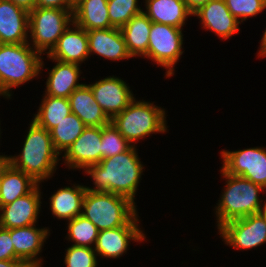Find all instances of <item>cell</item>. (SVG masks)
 Returning <instances> with one entry per match:
<instances>
[{
  "label": "cell",
  "mask_w": 266,
  "mask_h": 267,
  "mask_svg": "<svg viewBox=\"0 0 266 267\" xmlns=\"http://www.w3.org/2000/svg\"><path fill=\"white\" fill-rule=\"evenodd\" d=\"M62 156L71 169L84 170L98 164L101 161V127L87 126Z\"/></svg>",
  "instance_id": "cell-14"
},
{
  "label": "cell",
  "mask_w": 266,
  "mask_h": 267,
  "mask_svg": "<svg viewBox=\"0 0 266 267\" xmlns=\"http://www.w3.org/2000/svg\"><path fill=\"white\" fill-rule=\"evenodd\" d=\"M49 235V228L38 229L36 224L10 229L15 256L29 267H42V259L37 255L42 251V246Z\"/></svg>",
  "instance_id": "cell-16"
},
{
  "label": "cell",
  "mask_w": 266,
  "mask_h": 267,
  "mask_svg": "<svg viewBox=\"0 0 266 267\" xmlns=\"http://www.w3.org/2000/svg\"><path fill=\"white\" fill-rule=\"evenodd\" d=\"M73 22L86 31L112 28L108 0H79L74 4Z\"/></svg>",
  "instance_id": "cell-24"
},
{
  "label": "cell",
  "mask_w": 266,
  "mask_h": 267,
  "mask_svg": "<svg viewBox=\"0 0 266 267\" xmlns=\"http://www.w3.org/2000/svg\"><path fill=\"white\" fill-rule=\"evenodd\" d=\"M131 146L111 122L101 127V160L125 152Z\"/></svg>",
  "instance_id": "cell-31"
},
{
  "label": "cell",
  "mask_w": 266,
  "mask_h": 267,
  "mask_svg": "<svg viewBox=\"0 0 266 267\" xmlns=\"http://www.w3.org/2000/svg\"><path fill=\"white\" fill-rule=\"evenodd\" d=\"M220 172L226 184L215 206L217 229L232 220L263 212V199L259 197V193L264 192L263 187L241 176L225 173L222 169Z\"/></svg>",
  "instance_id": "cell-3"
},
{
  "label": "cell",
  "mask_w": 266,
  "mask_h": 267,
  "mask_svg": "<svg viewBox=\"0 0 266 267\" xmlns=\"http://www.w3.org/2000/svg\"><path fill=\"white\" fill-rule=\"evenodd\" d=\"M71 113L68 98L54 97L44 94L33 121L50 132L57 124Z\"/></svg>",
  "instance_id": "cell-27"
},
{
  "label": "cell",
  "mask_w": 266,
  "mask_h": 267,
  "mask_svg": "<svg viewBox=\"0 0 266 267\" xmlns=\"http://www.w3.org/2000/svg\"><path fill=\"white\" fill-rule=\"evenodd\" d=\"M189 10L193 13L200 6L204 5L208 0H183Z\"/></svg>",
  "instance_id": "cell-38"
},
{
  "label": "cell",
  "mask_w": 266,
  "mask_h": 267,
  "mask_svg": "<svg viewBox=\"0 0 266 267\" xmlns=\"http://www.w3.org/2000/svg\"><path fill=\"white\" fill-rule=\"evenodd\" d=\"M152 21L142 11L134 15L122 28L124 40L131 57L147 55L149 34Z\"/></svg>",
  "instance_id": "cell-26"
},
{
  "label": "cell",
  "mask_w": 266,
  "mask_h": 267,
  "mask_svg": "<svg viewBox=\"0 0 266 267\" xmlns=\"http://www.w3.org/2000/svg\"><path fill=\"white\" fill-rule=\"evenodd\" d=\"M222 241L235 249H252L266 243V215L261 212L232 220L218 229Z\"/></svg>",
  "instance_id": "cell-10"
},
{
  "label": "cell",
  "mask_w": 266,
  "mask_h": 267,
  "mask_svg": "<svg viewBox=\"0 0 266 267\" xmlns=\"http://www.w3.org/2000/svg\"><path fill=\"white\" fill-rule=\"evenodd\" d=\"M201 21L202 28L214 32L223 40L240 31L241 24L228 10L224 0H208L193 12Z\"/></svg>",
  "instance_id": "cell-15"
},
{
  "label": "cell",
  "mask_w": 266,
  "mask_h": 267,
  "mask_svg": "<svg viewBox=\"0 0 266 267\" xmlns=\"http://www.w3.org/2000/svg\"><path fill=\"white\" fill-rule=\"evenodd\" d=\"M0 267H29L23 260H0Z\"/></svg>",
  "instance_id": "cell-37"
},
{
  "label": "cell",
  "mask_w": 266,
  "mask_h": 267,
  "mask_svg": "<svg viewBox=\"0 0 266 267\" xmlns=\"http://www.w3.org/2000/svg\"><path fill=\"white\" fill-rule=\"evenodd\" d=\"M136 214V205L126 197L110 192L86 190L82 215L99 231L123 227Z\"/></svg>",
  "instance_id": "cell-6"
},
{
  "label": "cell",
  "mask_w": 266,
  "mask_h": 267,
  "mask_svg": "<svg viewBox=\"0 0 266 267\" xmlns=\"http://www.w3.org/2000/svg\"><path fill=\"white\" fill-rule=\"evenodd\" d=\"M38 184L5 160L0 166V207L30 193Z\"/></svg>",
  "instance_id": "cell-22"
},
{
  "label": "cell",
  "mask_w": 266,
  "mask_h": 267,
  "mask_svg": "<svg viewBox=\"0 0 266 267\" xmlns=\"http://www.w3.org/2000/svg\"><path fill=\"white\" fill-rule=\"evenodd\" d=\"M67 224L68 236L66 238L74 242L72 245L94 248L99 230L91 221L83 215H79L68 221Z\"/></svg>",
  "instance_id": "cell-29"
},
{
  "label": "cell",
  "mask_w": 266,
  "mask_h": 267,
  "mask_svg": "<svg viewBox=\"0 0 266 267\" xmlns=\"http://www.w3.org/2000/svg\"><path fill=\"white\" fill-rule=\"evenodd\" d=\"M87 126L74 113H70L61 120L51 131V139L55 150L61 155L62 152L82 134Z\"/></svg>",
  "instance_id": "cell-28"
},
{
  "label": "cell",
  "mask_w": 266,
  "mask_h": 267,
  "mask_svg": "<svg viewBox=\"0 0 266 267\" xmlns=\"http://www.w3.org/2000/svg\"><path fill=\"white\" fill-rule=\"evenodd\" d=\"M73 4H76L79 0H70Z\"/></svg>",
  "instance_id": "cell-42"
},
{
  "label": "cell",
  "mask_w": 266,
  "mask_h": 267,
  "mask_svg": "<svg viewBox=\"0 0 266 267\" xmlns=\"http://www.w3.org/2000/svg\"><path fill=\"white\" fill-rule=\"evenodd\" d=\"M68 99L71 112L77 115L86 126L103 127L110 123V119L95 100L88 84L82 83Z\"/></svg>",
  "instance_id": "cell-20"
},
{
  "label": "cell",
  "mask_w": 266,
  "mask_h": 267,
  "mask_svg": "<svg viewBox=\"0 0 266 267\" xmlns=\"http://www.w3.org/2000/svg\"><path fill=\"white\" fill-rule=\"evenodd\" d=\"M136 146L127 151L102 159L98 164L84 169L91 176L93 187L87 191L110 192L128 198L135 205V195L144 166L138 157Z\"/></svg>",
  "instance_id": "cell-1"
},
{
  "label": "cell",
  "mask_w": 266,
  "mask_h": 267,
  "mask_svg": "<svg viewBox=\"0 0 266 267\" xmlns=\"http://www.w3.org/2000/svg\"><path fill=\"white\" fill-rule=\"evenodd\" d=\"M36 7L73 10L74 4L70 0H36Z\"/></svg>",
  "instance_id": "cell-35"
},
{
  "label": "cell",
  "mask_w": 266,
  "mask_h": 267,
  "mask_svg": "<svg viewBox=\"0 0 266 267\" xmlns=\"http://www.w3.org/2000/svg\"><path fill=\"white\" fill-rule=\"evenodd\" d=\"M183 33L181 28L152 22L144 58L151 59L166 70V78L174 75L175 64L183 54Z\"/></svg>",
  "instance_id": "cell-8"
},
{
  "label": "cell",
  "mask_w": 266,
  "mask_h": 267,
  "mask_svg": "<svg viewBox=\"0 0 266 267\" xmlns=\"http://www.w3.org/2000/svg\"><path fill=\"white\" fill-rule=\"evenodd\" d=\"M263 213L266 215V201L264 202V209H263Z\"/></svg>",
  "instance_id": "cell-41"
},
{
  "label": "cell",
  "mask_w": 266,
  "mask_h": 267,
  "mask_svg": "<svg viewBox=\"0 0 266 267\" xmlns=\"http://www.w3.org/2000/svg\"><path fill=\"white\" fill-rule=\"evenodd\" d=\"M165 109L150 101H136V98L110 122L132 145L155 133L167 132ZM135 142V143H134Z\"/></svg>",
  "instance_id": "cell-5"
},
{
  "label": "cell",
  "mask_w": 266,
  "mask_h": 267,
  "mask_svg": "<svg viewBox=\"0 0 266 267\" xmlns=\"http://www.w3.org/2000/svg\"><path fill=\"white\" fill-rule=\"evenodd\" d=\"M7 155H0V166L5 162Z\"/></svg>",
  "instance_id": "cell-40"
},
{
  "label": "cell",
  "mask_w": 266,
  "mask_h": 267,
  "mask_svg": "<svg viewBox=\"0 0 266 267\" xmlns=\"http://www.w3.org/2000/svg\"><path fill=\"white\" fill-rule=\"evenodd\" d=\"M87 35L90 56L93 53L111 61L132 58L121 29H94L87 31Z\"/></svg>",
  "instance_id": "cell-19"
},
{
  "label": "cell",
  "mask_w": 266,
  "mask_h": 267,
  "mask_svg": "<svg viewBox=\"0 0 266 267\" xmlns=\"http://www.w3.org/2000/svg\"><path fill=\"white\" fill-rule=\"evenodd\" d=\"M0 260H21L15 256L10 229L0 226Z\"/></svg>",
  "instance_id": "cell-34"
},
{
  "label": "cell",
  "mask_w": 266,
  "mask_h": 267,
  "mask_svg": "<svg viewBox=\"0 0 266 267\" xmlns=\"http://www.w3.org/2000/svg\"><path fill=\"white\" fill-rule=\"evenodd\" d=\"M41 53L29 44H0V96H12L13 87H18L37 77L43 69Z\"/></svg>",
  "instance_id": "cell-4"
},
{
  "label": "cell",
  "mask_w": 266,
  "mask_h": 267,
  "mask_svg": "<svg viewBox=\"0 0 266 267\" xmlns=\"http://www.w3.org/2000/svg\"><path fill=\"white\" fill-rule=\"evenodd\" d=\"M29 12L10 0H0V44L27 43Z\"/></svg>",
  "instance_id": "cell-17"
},
{
  "label": "cell",
  "mask_w": 266,
  "mask_h": 267,
  "mask_svg": "<svg viewBox=\"0 0 266 267\" xmlns=\"http://www.w3.org/2000/svg\"><path fill=\"white\" fill-rule=\"evenodd\" d=\"M224 2L240 23L266 9V0H224Z\"/></svg>",
  "instance_id": "cell-32"
},
{
  "label": "cell",
  "mask_w": 266,
  "mask_h": 267,
  "mask_svg": "<svg viewBox=\"0 0 266 267\" xmlns=\"http://www.w3.org/2000/svg\"><path fill=\"white\" fill-rule=\"evenodd\" d=\"M109 20L112 28L121 29L134 15L143 11L138 0H108Z\"/></svg>",
  "instance_id": "cell-30"
},
{
  "label": "cell",
  "mask_w": 266,
  "mask_h": 267,
  "mask_svg": "<svg viewBox=\"0 0 266 267\" xmlns=\"http://www.w3.org/2000/svg\"><path fill=\"white\" fill-rule=\"evenodd\" d=\"M97 253L94 248L71 245L66 249V267H97Z\"/></svg>",
  "instance_id": "cell-33"
},
{
  "label": "cell",
  "mask_w": 266,
  "mask_h": 267,
  "mask_svg": "<svg viewBox=\"0 0 266 267\" xmlns=\"http://www.w3.org/2000/svg\"><path fill=\"white\" fill-rule=\"evenodd\" d=\"M138 213L123 227L101 230L98 233L94 251L101 258H120L128 250L130 241H145V234L138 222Z\"/></svg>",
  "instance_id": "cell-11"
},
{
  "label": "cell",
  "mask_w": 266,
  "mask_h": 267,
  "mask_svg": "<svg viewBox=\"0 0 266 267\" xmlns=\"http://www.w3.org/2000/svg\"><path fill=\"white\" fill-rule=\"evenodd\" d=\"M88 85L95 100L110 120L135 99L128 84L115 76H108Z\"/></svg>",
  "instance_id": "cell-12"
},
{
  "label": "cell",
  "mask_w": 266,
  "mask_h": 267,
  "mask_svg": "<svg viewBox=\"0 0 266 267\" xmlns=\"http://www.w3.org/2000/svg\"><path fill=\"white\" fill-rule=\"evenodd\" d=\"M15 5L27 10L28 12L36 7V0H10Z\"/></svg>",
  "instance_id": "cell-36"
},
{
  "label": "cell",
  "mask_w": 266,
  "mask_h": 267,
  "mask_svg": "<svg viewBox=\"0 0 266 267\" xmlns=\"http://www.w3.org/2000/svg\"><path fill=\"white\" fill-rule=\"evenodd\" d=\"M222 170L241 176L261 187L266 186V149L264 147L245 148L237 151H221Z\"/></svg>",
  "instance_id": "cell-9"
},
{
  "label": "cell",
  "mask_w": 266,
  "mask_h": 267,
  "mask_svg": "<svg viewBox=\"0 0 266 267\" xmlns=\"http://www.w3.org/2000/svg\"><path fill=\"white\" fill-rule=\"evenodd\" d=\"M148 18L155 23L167 24L183 29L188 16L193 13L183 0H145Z\"/></svg>",
  "instance_id": "cell-23"
},
{
  "label": "cell",
  "mask_w": 266,
  "mask_h": 267,
  "mask_svg": "<svg viewBox=\"0 0 266 267\" xmlns=\"http://www.w3.org/2000/svg\"><path fill=\"white\" fill-rule=\"evenodd\" d=\"M28 130L21 153L7 156L6 161L40 184L53 176L60 154L55 150L51 134L45 128L32 120Z\"/></svg>",
  "instance_id": "cell-2"
},
{
  "label": "cell",
  "mask_w": 266,
  "mask_h": 267,
  "mask_svg": "<svg viewBox=\"0 0 266 267\" xmlns=\"http://www.w3.org/2000/svg\"><path fill=\"white\" fill-rule=\"evenodd\" d=\"M47 58L57 63L49 71V76L46 80L45 94L54 97L68 98L75 89L82 85L78 82L81 75V65L50 59L48 55Z\"/></svg>",
  "instance_id": "cell-21"
},
{
  "label": "cell",
  "mask_w": 266,
  "mask_h": 267,
  "mask_svg": "<svg viewBox=\"0 0 266 267\" xmlns=\"http://www.w3.org/2000/svg\"><path fill=\"white\" fill-rule=\"evenodd\" d=\"M38 184L30 193L0 207V226L6 229L36 224L41 209V190Z\"/></svg>",
  "instance_id": "cell-13"
},
{
  "label": "cell",
  "mask_w": 266,
  "mask_h": 267,
  "mask_svg": "<svg viewBox=\"0 0 266 267\" xmlns=\"http://www.w3.org/2000/svg\"><path fill=\"white\" fill-rule=\"evenodd\" d=\"M260 50L258 51V57H265L266 56V30L263 33L260 43Z\"/></svg>",
  "instance_id": "cell-39"
},
{
  "label": "cell",
  "mask_w": 266,
  "mask_h": 267,
  "mask_svg": "<svg viewBox=\"0 0 266 267\" xmlns=\"http://www.w3.org/2000/svg\"><path fill=\"white\" fill-rule=\"evenodd\" d=\"M72 23L73 10L35 7L29 11L28 44L41 54H49Z\"/></svg>",
  "instance_id": "cell-7"
},
{
  "label": "cell",
  "mask_w": 266,
  "mask_h": 267,
  "mask_svg": "<svg viewBox=\"0 0 266 267\" xmlns=\"http://www.w3.org/2000/svg\"><path fill=\"white\" fill-rule=\"evenodd\" d=\"M86 186L74 185L58 189L50 199V209L54 217L58 219H71L82 215L83 200Z\"/></svg>",
  "instance_id": "cell-25"
},
{
  "label": "cell",
  "mask_w": 266,
  "mask_h": 267,
  "mask_svg": "<svg viewBox=\"0 0 266 267\" xmlns=\"http://www.w3.org/2000/svg\"><path fill=\"white\" fill-rule=\"evenodd\" d=\"M73 27V28H72ZM59 38L56 46L47 54L50 59L81 65L89 56L87 31L72 23Z\"/></svg>",
  "instance_id": "cell-18"
}]
</instances>
